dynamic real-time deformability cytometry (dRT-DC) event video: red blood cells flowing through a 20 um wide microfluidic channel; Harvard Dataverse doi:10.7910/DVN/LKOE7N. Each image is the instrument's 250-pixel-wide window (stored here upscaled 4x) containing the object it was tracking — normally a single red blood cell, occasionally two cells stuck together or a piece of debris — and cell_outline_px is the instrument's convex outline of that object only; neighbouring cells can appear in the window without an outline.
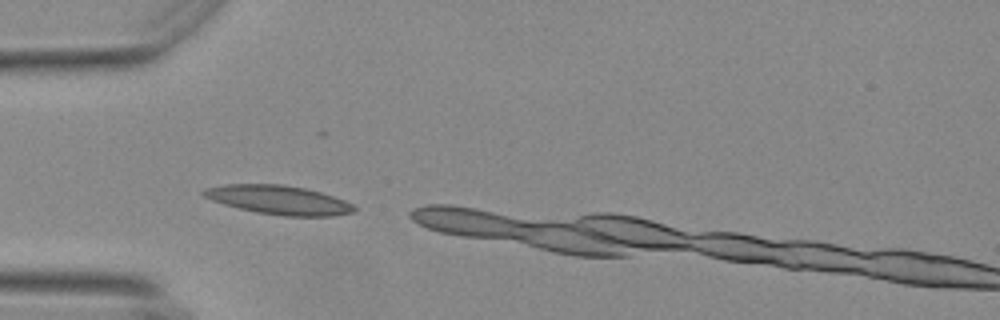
{"species": "Egyptian fruit bat (a non-hibernating species)", "species_latin": "Rousettus aegyptiacus", "temperature_condition": "warm", "stored_images_in_passage": 4, "camera_frame_rate_fps": 3000, "um_per_image_px": 0.085, "animal": {"sex": "female"}, "frame": {"image": 1, "passage_image": 1, "time_ms": 0.0, "image_size_px": [1000, 320], "cell_outline_px": [[356, 208], [352, 212], [332, 216], [284, 216], [256, 212], [224, 204], [212, 200], [204, 196], [200, 192], [204, 188], [228, 184], [280, 184], [304, 188], [320, 192], [344, 200], [352, 204]], "centroid_in_image_um": [23.67, 16.99], "position_along_channel_um": 61.3, "area_um2": 25.14}}